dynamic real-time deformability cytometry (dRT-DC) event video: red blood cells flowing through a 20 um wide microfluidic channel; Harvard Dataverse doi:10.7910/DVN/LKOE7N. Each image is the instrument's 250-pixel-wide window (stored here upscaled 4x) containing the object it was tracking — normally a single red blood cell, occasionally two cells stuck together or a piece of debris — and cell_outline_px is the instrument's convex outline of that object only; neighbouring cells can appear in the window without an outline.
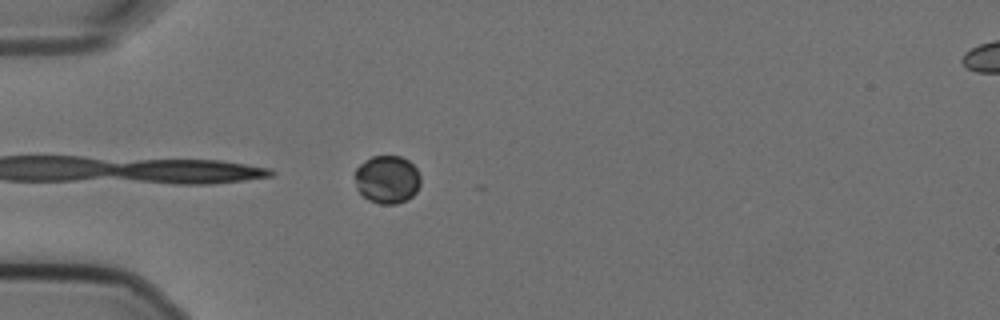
{"species": "Egyptian fruit bat (a non-hibernating species)", "species_latin": "Rousettus aegyptiacus", "temperature_condition": "cold", "stored_images_in_passage": 11, "camera_frame_rate_fps": 3000, "um_per_image_px": 0.085, "animal": {"sex": "female"}, "frame": {"image": 1, "passage_image": 1, "time_ms": 0.0, "image_size_px": [1000, 320], "cell_outline_px": [[420, 184], [416, 192], [408, 200], [396, 204], [380, 204], [368, 200], [356, 188], [356, 168], [364, 160], [372, 156], [400, 156], [408, 160], [416, 168], [420, 176]], "centroid_in_image_um": [32.92, 15.26], "position_along_channel_um": 52.1, "area_um2": 18.44}}